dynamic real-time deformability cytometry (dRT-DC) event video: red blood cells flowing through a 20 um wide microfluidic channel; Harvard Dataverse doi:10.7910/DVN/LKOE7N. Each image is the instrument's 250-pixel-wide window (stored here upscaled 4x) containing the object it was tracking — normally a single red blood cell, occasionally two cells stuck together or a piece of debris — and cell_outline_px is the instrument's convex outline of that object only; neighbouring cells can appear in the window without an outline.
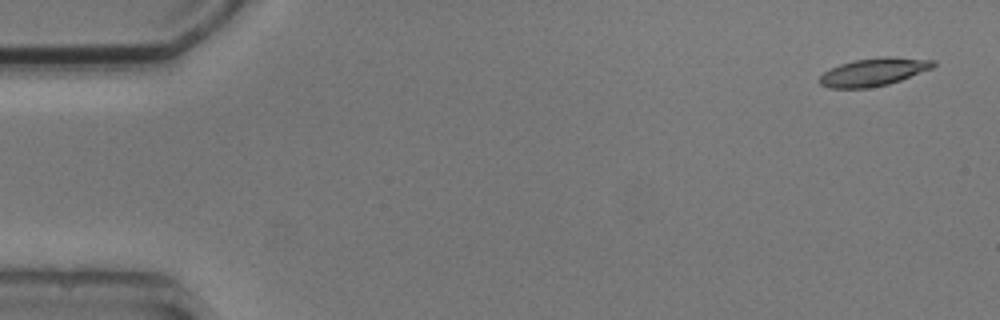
{"species": "common noctule bat (a hibernating species)", "species_latin": "Nyctalus noctula", "temperature_condition": "cold", "stored_images_in_passage": 3, "camera_frame_rate_fps": 3000, "um_per_image_px": 0.085, "animal": {"sex": "male", "body_mass_g": 20.5, "forearm_length_mm": 52.5}, "frame": {"image": 1, "passage_image": 1, "time_ms": 0.0, "image_size_px": [1000, 320], "cell_outline_px": [[936, 64], [932, 68], [900, 80], [888, 84], [868, 88], [828, 88], [820, 84], [816, 80], [824, 72], [840, 64], [856, 60], [880, 56], [892, 56], [936, 60]], "centroid_in_image_um": [74.25, 6.11], "position_along_channel_um": 10.8, "area_um2": 18.55}}